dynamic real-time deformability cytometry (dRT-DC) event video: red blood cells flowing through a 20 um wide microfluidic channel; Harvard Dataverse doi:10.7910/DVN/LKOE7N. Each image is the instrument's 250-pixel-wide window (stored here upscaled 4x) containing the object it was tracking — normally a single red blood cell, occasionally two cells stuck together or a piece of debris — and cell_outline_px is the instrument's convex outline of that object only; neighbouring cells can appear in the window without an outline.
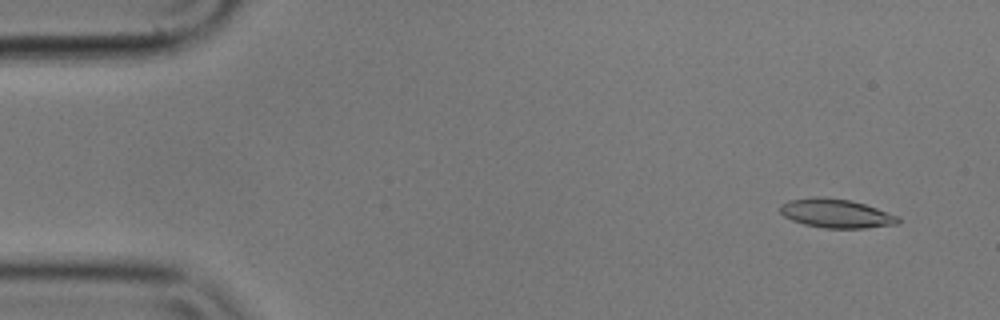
{"species": "common noctule bat (a hibernating species)", "species_latin": "Nyctalus noctula", "temperature_condition": "cold", "stored_images_in_passage": 28, "camera_frame_rate_fps": 3000, "um_per_image_px": 0.085, "animal": {"sex": "male", "body_mass_g": 17.9}, "frame": {"image": 1, "passage_image": 4, "time_ms": 1.0, "image_size_px": [1000, 320], "cell_outline_px": [[900, 220], [896, 224], [864, 228], [824, 228], [804, 224], [792, 220], [784, 216], [780, 212], [780, 204], [788, 200], [812, 196], [824, 196], [852, 200], [900, 216]], "centroid_in_image_um": [71.04, 18.12], "position_along_channel_um": 14.0, "area_um2": 20.06}}
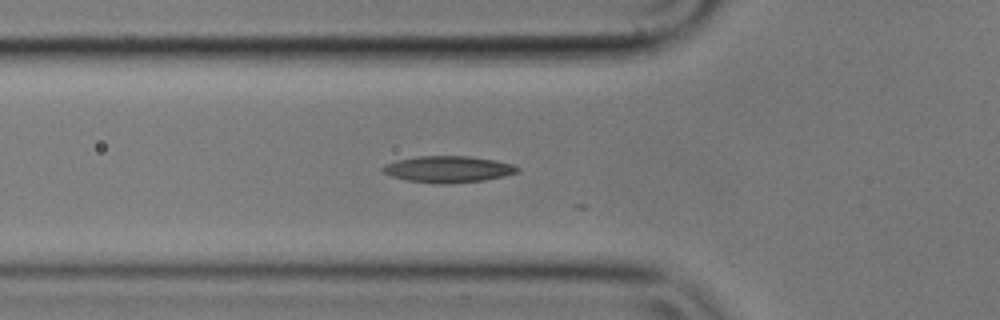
{"frame": {"image": 2, "passage_image": 19, "time_ms": 6.0, "image_size_px": [1000, 320], "cell_outline_px": [[520, 172], [504, 176], [484, 180], [444, 184], [436, 184], [408, 180], [392, 176], [384, 172], [380, 168], [384, 164], [396, 160], [416, 156], [468, 156], [496, 160], [512, 164], [520, 168]], "centroid_in_image_um": [38.1, 14.38], "position_along_channel_um": 87.7, "area_um2": 20.87}}
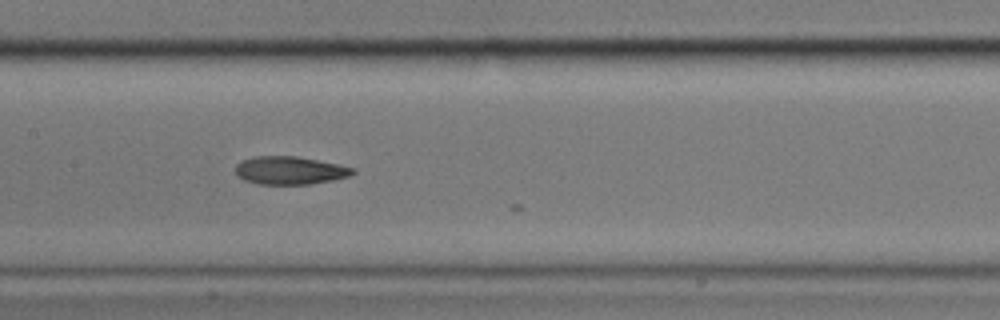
{"frame": {"image": 3, "passage_image": 27, "time_ms": 8.667, "image_size_px": [1000, 320], "cell_outline_px": [[356, 172], [348, 176], [332, 180], [308, 184], [260, 184], [244, 180], [236, 176], [236, 164], [252, 156], [296, 156], [356, 168]], "centroid_in_image_um": [24.62, 14.48], "position_along_channel_um": 182.8, "area_um2": 19.02}}